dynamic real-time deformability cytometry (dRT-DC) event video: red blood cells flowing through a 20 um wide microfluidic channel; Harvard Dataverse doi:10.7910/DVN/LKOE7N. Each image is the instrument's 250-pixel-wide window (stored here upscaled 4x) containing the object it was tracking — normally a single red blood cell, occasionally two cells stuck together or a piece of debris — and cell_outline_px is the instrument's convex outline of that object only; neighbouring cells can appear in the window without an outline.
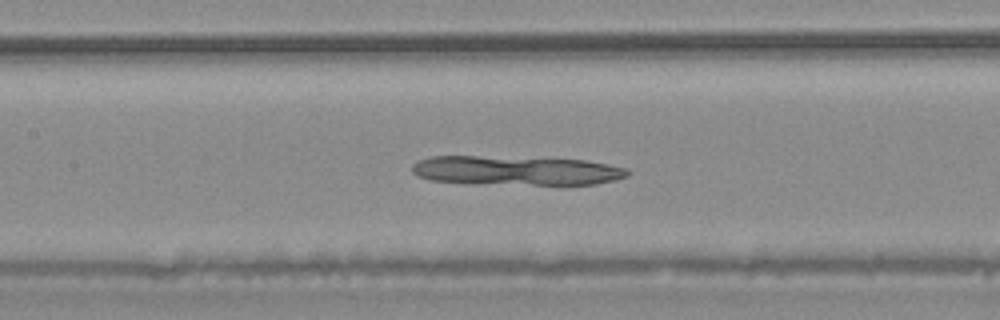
{"species": "common noctule bat (a hibernating species)", "species_latin": "Nyctalus noctula", "temperature_condition": "warm", "stored_images_in_passage": 47, "camera_frame_rate_fps": 3000, "um_per_image_px": 0.085, "animal": {"sex": "male", "body_mass_g": 20.4}, "frame": {"image": 1, "passage_image": 21, "time_ms": 6.667, "image_size_px": [1000, 320], "cell_outline_px": [[632, 172], [628, 176], [616, 180], [596, 184], [532, 184], [432, 180], [416, 176], [412, 172], [412, 164], [420, 160], [432, 156], [476, 156], [584, 160], [608, 164], [628, 168]], "centroid_in_image_um": [43.96, 14.48], "position_along_channel_um": 163.4, "area_um2": 36.01}}